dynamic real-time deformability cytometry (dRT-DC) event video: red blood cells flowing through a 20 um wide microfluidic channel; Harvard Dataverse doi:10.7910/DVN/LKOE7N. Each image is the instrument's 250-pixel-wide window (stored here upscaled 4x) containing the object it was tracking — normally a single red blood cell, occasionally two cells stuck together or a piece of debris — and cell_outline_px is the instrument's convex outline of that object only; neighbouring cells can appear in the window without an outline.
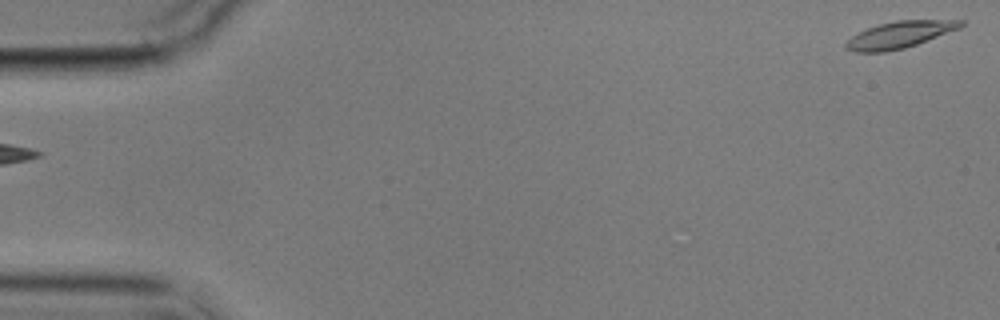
{"species": "common noctule bat (a hibernating species)", "species_latin": "Nyctalus noctula", "temperature_condition": "cold", "stored_images_in_passage": 2, "segment_of_instrument_passage": [2, 2], "camera_frame_rate_fps": 3000, "um_per_image_px": 0.085, "animal": {"sex": "male", "body_mass_g": 17.9}, "frame": {"image": 1, "passage_image": 2, "time_ms": 1.333, "image_size_px": [1000, 320], "cell_outline_px": [[964, 24], [960, 28], [916, 44], [904, 48], [884, 52], [852, 52], [844, 48], [844, 44], [852, 36], [868, 28], [880, 24], [896, 20], [964, 20]], "centroid_in_image_um": [76.44, 2.96], "position_along_channel_um": 8.6, "area_um2": 17.69}}